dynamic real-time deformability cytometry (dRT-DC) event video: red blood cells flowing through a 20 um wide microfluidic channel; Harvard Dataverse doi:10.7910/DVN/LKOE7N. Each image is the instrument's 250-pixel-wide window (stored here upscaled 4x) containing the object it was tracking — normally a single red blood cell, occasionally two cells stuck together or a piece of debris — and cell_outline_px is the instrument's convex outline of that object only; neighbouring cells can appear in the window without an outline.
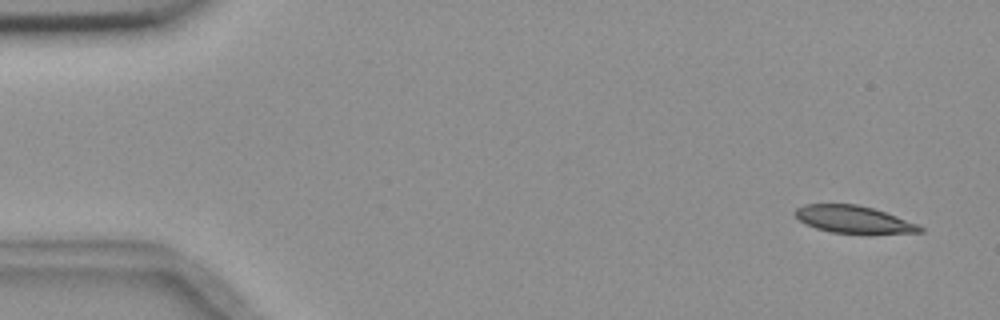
{"species": "common noctule bat (a hibernating species)", "species_latin": "Nyctalus noctula", "temperature_condition": "room temperature", "stored_images_in_passage": 6, "camera_frame_rate_fps": 3000, "um_per_image_px": 0.085, "animal": {"sex": "female", "body_mass_g": 18.4}, "frame": {"image": 1, "passage_image": 1, "time_ms": 0.0, "image_size_px": [1000, 320], "cell_outline_px": [[924, 232], [832, 232], [816, 228], [804, 224], [792, 212], [796, 208], [804, 204], [856, 204], [872, 208], [896, 216], [916, 224], [924, 228]], "centroid_in_image_um": [72.46, 18.62], "position_along_channel_um": 12.5, "area_um2": 19.25}}
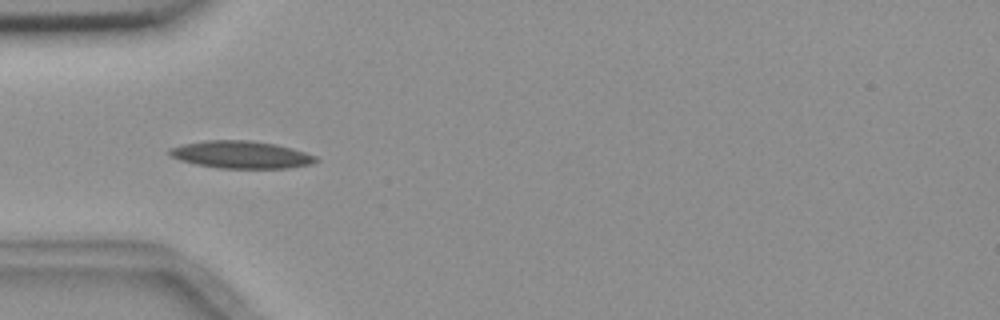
{"frame": {"image": 2, "passage_image": 5, "time_ms": 4.667, "image_size_px": [1000, 320], "cell_outline_px": [[320, 160], [312, 164], [288, 168], [220, 168], [196, 164], [180, 160], [168, 156], [168, 148], [180, 144], [204, 140], [252, 140], [276, 144], [292, 148], [316, 156]], "centroid_in_image_um": [20.46, 13.14], "position_along_channel_um": 64.5, "area_um2": 23.64}}